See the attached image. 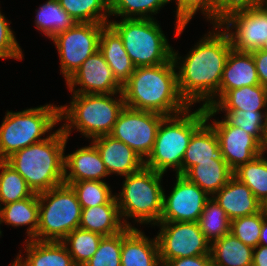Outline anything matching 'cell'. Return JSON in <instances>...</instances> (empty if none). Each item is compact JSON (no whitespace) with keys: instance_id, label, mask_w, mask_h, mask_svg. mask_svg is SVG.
I'll use <instances>...</instances> for the list:
<instances>
[{"instance_id":"37","label":"cell","mask_w":267,"mask_h":266,"mask_svg":"<svg viewBox=\"0 0 267 266\" xmlns=\"http://www.w3.org/2000/svg\"><path fill=\"white\" fill-rule=\"evenodd\" d=\"M170 0H110V16L122 19H154Z\"/></svg>"},{"instance_id":"4","label":"cell","mask_w":267,"mask_h":266,"mask_svg":"<svg viewBox=\"0 0 267 266\" xmlns=\"http://www.w3.org/2000/svg\"><path fill=\"white\" fill-rule=\"evenodd\" d=\"M70 100L69 105L60 106V121L64 122L61 128L67 138L75 128L85 138L91 140L110 135L120 112L125 107L122 92L72 94Z\"/></svg>"},{"instance_id":"31","label":"cell","mask_w":267,"mask_h":266,"mask_svg":"<svg viewBox=\"0 0 267 266\" xmlns=\"http://www.w3.org/2000/svg\"><path fill=\"white\" fill-rule=\"evenodd\" d=\"M220 111L225 112L224 119L233 127H240L254 136L262 145L264 143L267 112H247L240 109L205 108L206 120H211Z\"/></svg>"},{"instance_id":"18","label":"cell","mask_w":267,"mask_h":266,"mask_svg":"<svg viewBox=\"0 0 267 266\" xmlns=\"http://www.w3.org/2000/svg\"><path fill=\"white\" fill-rule=\"evenodd\" d=\"M212 197L230 221L262 210V203L253 195L252 190L234 175Z\"/></svg>"},{"instance_id":"5","label":"cell","mask_w":267,"mask_h":266,"mask_svg":"<svg viewBox=\"0 0 267 266\" xmlns=\"http://www.w3.org/2000/svg\"><path fill=\"white\" fill-rule=\"evenodd\" d=\"M166 116L160 123L154 147L144 161V167L165 174L173 168L182 175V160L193 133L206 121L205 108L200 106L191 113Z\"/></svg>"},{"instance_id":"40","label":"cell","mask_w":267,"mask_h":266,"mask_svg":"<svg viewBox=\"0 0 267 266\" xmlns=\"http://www.w3.org/2000/svg\"><path fill=\"white\" fill-rule=\"evenodd\" d=\"M262 224L263 210L232 220L230 232L245 245L255 248L259 245Z\"/></svg>"},{"instance_id":"17","label":"cell","mask_w":267,"mask_h":266,"mask_svg":"<svg viewBox=\"0 0 267 266\" xmlns=\"http://www.w3.org/2000/svg\"><path fill=\"white\" fill-rule=\"evenodd\" d=\"M110 174L128 176L144 167V160L124 142L104 135L91 140Z\"/></svg>"},{"instance_id":"7","label":"cell","mask_w":267,"mask_h":266,"mask_svg":"<svg viewBox=\"0 0 267 266\" xmlns=\"http://www.w3.org/2000/svg\"><path fill=\"white\" fill-rule=\"evenodd\" d=\"M60 121V106L44 104L22 111H8L0 125V160L47 139ZM46 137L42 138L46 133Z\"/></svg>"},{"instance_id":"38","label":"cell","mask_w":267,"mask_h":266,"mask_svg":"<svg viewBox=\"0 0 267 266\" xmlns=\"http://www.w3.org/2000/svg\"><path fill=\"white\" fill-rule=\"evenodd\" d=\"M172 1V0H170ZM174 1V0H173ZM176 23L175 35L180 36L192 17L200 11L212 25H217V1L216 0H175Z\"/></svg>"},{"instance_id":"50","label":"cell","mask_w":267,"mask_h":266,"mask_svg":"<svg viewBox=\"0 0 267 266\" xmlns=\"http://www.w3.org/2000/svg\"><path fill=\"white\" fill-rule=\"evenodd\" d=\"M259 50L267 52V39L264 41V43L262 44Z\"/></svg>"},{"instance_id":"43","label":"cell","mask_w":267,"mask_h":266,"mask_svg":"<svg viewBox=\"0 0 267 266\" xmlns=\"http://www.w3.org/2000/svg\"><path fill=\"white\" fill-rule=\"evenodd\" d=\"M217 1V25H220L223 17L240 8H248L260 4V0H216Z\"/></svg>"},{"instance_id":"52","label":"cell","mask_w":267,"mask_h":266,"mask_svg":"<svg viewBox=\"0 0 267 266\" xmlns=\"http://www.w3.org/2000/svg\"><path fill=\"white\" fill-rule=\"evenodd\" d=\"M0 212H1V206H0ZM0 225H1V223H0ZM1 235H2V231L0 229V237H1Z\"/></svg>"},{"instance_id":"39","label":"cell","mask_w":267,"mask_h":266,"mask_svg":"<svg viewBox=\"0 0 267 266\" xmlns=\"http://www.w3.org/2000/svg\"><path fill=\"white\" fill-rule=\"evenodd\" d=\"M72 187L82 208L106 204L114 195L105 181H78L65 183Z\"/></svg>"},{"instance_id":"9","label":"cell","mask_w":267,"mask_h":266,"mask_svg":"<svg viewBox=\"0 0 267 266\" xmlns=\"http://www.w3.org/2000/svg\"><path fill=\"white\" fill-rule=\"evenodd\" d=\"M39 215L37 241L61 242L79 228L82 206L68 184H61L38 193Z\"/></svg>"},{"instance_id":"10","label":"cell","mask_w":267,"mask_h":266,"mask_svg":"<svg viewBox=\"0 0 267 266\" xmlns=\"http://www.w3.org/2000/svg\"><path fill=\"white\" fill-rule=\"evenodd\" d=\"M106 24L77 22L70 29L58 33L50 40L55 44L65 82L97 50L99 38Z\"/></svg>"},{"instance_id":"11","label":"cell","mask_w":267,"mask_h":266,"mask_svg":"<svg viewBox=\"0 0 267 266\" xmlns=\"http://www.w3.org/2000/svg\"><path fill=\"white\" fill-rule=\"evenodd\" d=\"M165 117L157 112L125 106L110 135L124 142L145 161L154 147L158 127Z\"/></svg>"},{"instance_id":"15","label":"cell","mask_w":267,"mask_h":266,"mask_svg":"<svg viewBox=\"0 0 267 266\" xmlns=\"http://www.w3.org/2000/svg\"><path fill=\"white\" fill-rule=\"evenodd\" d=\"M66 85L72 94H111L123 88L99 50L82 63ZM78 85L80 88L75 90Z\"/></svg>"},{"instance_id":"8","label":"cell","mask_w":267,"mask_h":266,"mask_svg":"<svg viewBox=\"0 0 267 266\" xmlns=\"http://www.w3.org/2000/svg\"><path fill=\"white\" fill-rule=\"evenodd\" d=\"M109 24L121 36L136 67L161 65L173 58V47L156 19L110 20Z\"/></svg>"},{"instance_id":"44","label":"cell","mask_w":267,"mask_h":266,"mask_svg":"<svg viewBox=\"0 0 267 266\" xmlns=\"http://www.w3.org/2000/svg\"><path fill=\"white\" fill-rule=\"evenodd\" d=\"M166 266H213L210 255L178 258L164 263Z\"/></svg>"},{"instance_id":"42","label":"cell","mask_w":267,"mask_h":266,"mask_svg":"<svg viewBox=\"0 0 267 266\" xmlns=\"http://www.w3.org/2000/svg\"><path fill=\"white\" fill-rule=\"evenodd\" d=\"M9 24L11 22L7 21V18L0 10V59L22 60L24 58L22 49Z\"/></svg>"},{"instance_id":"23","label":"cell","mask_w":267,"mask_h":266,"mask_svg":"<svg viewBox=\"0 0 267 266\" xmlns=\"http://www.w3.org/2000/svg\"><path fill=\"white\" fill-rule=\"evenodd\" d=\"M99 51L113 71L116 80L123 86L136 66L128 56L121 36L110 24H106L100 33Z\"/></svg>"},{"instance_id":"19","label":"cell","mask_w":267,"mask_h":266,"mask_svg":"<svg viewBox=\"0 0 267 266\" xmlns=\"http://www.w3.org/2000/svg\"><path fill=\"white\" fill-rule=\"evenodd\" d=\"M109 176L97 148L90 143L65 155L64 183L94 180L104 181Z\"/></svg>"},{"instance_id":"33","label":"cell","mask_w":267,"mask_h":266,"mask_svg":"<svg viewBox=\"0 0 267 266\" xmlns=\"http://www.w3.org/2000/svg\"><path fill=\"white\" fill-rule=\"evenodd\" d=\"M265 152L241 165L233 175L247 185L263 204L267 200V159Z\"/></svg>"},{"instance_id":"47","label":"cell","mask_w":267,"mask_h":266,"mask_svg":"<svg viewBox=\"0 0 267 266\" xmlns=\"http://www.w3.org/2000/svg\"><path fill=\"white\" fill-rule=\"evenodd\" d=\"M259 245L267 246V217L264 215V212H263V224L261 226Z\"/></svg>"},{"instance_id":"35","label":"cell","mask_w":267,"mask_h":266,"mask_svg":"<svg viewBox=\"0 0 267 266\" xmlns=\"http://www.w3.org/2000/svg\"><path fill=\"white\" fill-rule=\"evenodd\" d=\"M102 235L81 228L70 232L61 242L77 266H84L97 252Z\"/></svg>"},{"instance_id":"46","label":"cell","mask_w":267,"mask_h":266,"mask_svg":"<svg viewBox=\"0 0 267 266\" xmlns=\"http://www.w3.org/2000/svg\"><path fill=\"white\" fill-rule=\"evenodd\" d=\"M252 266H267V246L258 245L254 248Z\"/></svg>"},{"instance_id":"36","label":"cell","mask_w":267,"mask_h":266,"mask_svg":"<svg viewBox=\"0 0 267 266\" xmlns=\"http://www.w3.org/2000/svg\"><path fill=\"white\" fill-rule=\"evenodd\" d=\"M0 206L31 197L34 192L23 176L5 160H0Z\"/></svg>"},{"instance_id":"49","label":"cell","mask_w":267,"mask_h":266,"mask_svg":"<svg viewBox=\"0 0 267 266\" xmlns=\"http://www.w3.org/2000/svg\"><path fill=\"white\" fill-rule=\"evenodd\" d=\"M262 210L264 215L267 217V200L262 204Z\"/></svg>"},{"instance_id":"34","label":"cell","mask_w":267,"mask_h":266,"mask_svg":"<svg viewBox=\"0 0 267 266\" xmlns=\"http://www.w3.org/2000/svg\"><path fill=\"white\" fill-rule=\"evenodd\" d=\"M198 224L210 244L230 233L231 221L213 197L206 201Z\"/></svg>"},{"instance_id":"22","label":"cell","mask_w":267,"mask_h":266,"mask_svg":"<svg viewBox=\"0 0 267 266\" xmlns=\"http://www.w3.org/2000/svg\"><path fill=\"white\" fill-rule=\"evenodd\" d=\"M260 84L252 53L232 49L223 69L216 102L228 91Z\"/></svg>"},{"instance_id":"12","label":"cell","mask_w":267,"mask_h":266,"mask_svg":"<svg viewBox=\"0 0 267 266\" xmlns=\"http://www.w3.org/2000/svg\"><path fill=\"white\" fill-rule=\"evenodd\" d=\"M156 238L161 263L193 256L210 255V243L198 222H159Z\"/></svg>"},{"instance_id":"28","label":"cell","mask_w":267,"mask_h":266,"mask_svg":"<svg viewBox=\"0 0 267 266\" xmlns=\"http://www.w3.org/2000/svg\"><path fill=\"white\" fill-rule=\"evenodd\" d=\"M253 252L231 232L210 244L213 266H252Z\"/></svg>"},{"instance_id":"3","label":"cell","mask_w":267,"mask_h":266,"mask_svg":"<svg viewBox=\"0 0 267 266\" xmlns=\"http://www.w3.org/2000/svg\"><path fill=\"white\" fill-rule=\"evenodd\" d=\"M67 141L60 127L44 141L20 149L5 161L23 176L34 193L48 191L64 183Z\"/></svg>"},{"instance_id":"14","label":"cell","mask_w":267,"mask_h":266,"mask_svg":"<svg viewBox=\"0 0 267 266\" xmlns=\"http://www.w3.org/2000/svg\"><path fill=\"white\" fill-rule=\"evenodd\" d=\"M175 177L169 196L164 193L159 222H198L210 196L184 175Z\"/></svg>"},{"instance_id":"41","label":"cell","mask_w":267,"mask_h":266,"mask_svg":"<svg viewBox=\"0 0 267 266\" xmlns=\"http://www.w3.org/2000/svg\"><path fill=\"white\" fill-rule=\"evenodd\" d=\"M122 231L103 236L97 252L84 266H121Z\"/></svg>"},{"instance_id":"21","label":"cell","mask_w":267,"mask_h":266,"mask_svg":"<svg viewBox=\"0 0 267 266\" xmlns=\"http://www.w3.org/2000/svg\"><path fill=\"white\" fill-rule=\"evenodd\" d=\"M25 257H15V266H77L66 246L58 241L25 240Z\"/></svg>"},{"instance_id":"16","label":"cell","mask_w":267,"mask_h":266,"mask_svg":"<svg viewBox=\"0 0 267 266\" xmlns=\"http://www.w3.org/2000/svg\"><path fill=\"white\" fill-rule=\"evenodd\" d=\"M223 159L234 172L241 165L264 152L263 145L240 127H233L225 119L212 120Z\"/></svg>"},{"instance_id":"24","label":"cell","mask_w":267,"mask_h":266,"mask_svg":"<svg viewBox=\"0 0 267 266\" xmlns=\"http://www.w3.org/2000/svg\"><path fill=\"white\" fill-rule=\"evenodd\" d=\"M215 160H224L217 135L206 120L192 135L188 147L182 160V175H184L192 166L198 165V162Z\"/></svg>"},{"instance_id":"48","label":"cell","mask_w":267,"mask_h":266,"mask_svg":"<svg viewBox=\"0 0 267 266\" xmlns=\"http://www.w3.org/2000/svg\"><path fill=\"white\" fill-rule=\"evenodd\" d=\"M263 150L267 153V121H266V131H265V138L263 143Z\"/></svg>"},{"instance_id":"2","label":"cell","mask_w":267,"mask_h":266,"mask_svg":"<svg viewBox=\"0 0 267 266\" xmlns=\"http://www.w3.org/2000/svg\"><path fill=\"white\" fill-rule=\"evenodd\" d=\"M173 58L155 66L136 67L123 85L125 106L174 116L190 106L178 90L177 70Z\"/></svg>"},{"instance_id":"30","label":"cell","mask_w":267,"mask_h":266,"mask_svg":"<svg viewBox=\"0 0 267 266\" xmlns=\"http://www.w3.org/2000/svg\"><path fill=\"white\" fill-rule=\"evenodd\" d=\"M35 26L44 36L53 38L58 33L73 27L75 21L61 6L58 0H47L36 10Z\"/></svg>"},{"instance_id":"27","label":"cell","mask_w":267,"mask_h":266,"mask_svg":"<svg viewBox=\"0 0 267 266\" xmlns=\"http://www.w3.org/2000/svg\"><path fill=\"white\" fill-rule=\"evenodd\" d=\"M39 202L38 193L16 202L1 205L0 223L13 227L27 226V240H36L38 230Z\"/></svg>"},{"instance_id":"26","label":"cell","mask_w":267,"mask_h":266,"mask_svg":"<svg viewBox=\"0 0 267 266\" xmlns=\"http://www.w3.org/2000/svg\"><path fill=\"white\" fill-rule=\"evenodd\" d=\"M184 176L212 197L228 183L233 176V171L225 160L211 159V161L198 162V165L192 166Z\"/></svg>"},{"instance_id":"20","label":"cell","mask_w":267,"mask_h":266,"mask_svg":"<svg viewBox=\"0 0 267 266\" xmlns=\"http://www.w3.org/2000/svg\"><path fill=\"white\" fill-rule=\"evenodd\" d=\"M157 238L150 239L136 227L122 231L121 266H159Z\"/></svg>"},{"instance_id":"25","label":"cell","mask_w":267,"mask_h":266,"mask_svg":"<svg viewBox=\"0 0 267 266\" xmlns=\"http://www.w3.org/2000/svg\"><path fill=\"white\" fill-rule=\"evenodd\" d=\"M124 224L115 195L106 203L94 207L82 208L79 228L110 236L123 231Z\"/></svg>"},{"instance_id":"45","label":"cell","mask_w":267,"mask_h":266,"mask_svg":"<svg viewBox=\"0 0 267 266\" xmlns=\"http://www.w3.org/2000/svg\"><path fill=\"white\" fill-rule=\"evenodd\" d=\"M251 53L253 55L260 84L267 88V52L256 50Z\"/></svg>"},{"instance_id":"13","label":"cell","mask_w":267,"mask_h":266,"mask_svg":"<svg viewBox=\"0 0 267 266\" xmlns=\"http://www.w3.org/2000/svg\"><path fill=\"white\" fill-rule=\"evenodd\" d=\"M219 26L228 34L234 50L251 53L267 39V10L260 4L236 9L228 12Z\"/></svg>"},{"instance_id":"51","label":"cell","mask_w":267,"mask_h":266,"mask_svg":"<svg viewBox=\"0 0 267 266\" xmlns=\"http://www.w3.org/2000/svg\"><path fill=\"white\" fill-rule=\"evenodd\" d=\"M260 5H262L267 10V0H260Z\"/></svg>"},{"instance_id":"1","label":"cell","mask_w":267,"mask_h":266,"mask_svg":"<svg viewBox=\"0 0 267 266\" xmlns=\"http://www.w3.org/2000/svg\"><path fill=\"white\" fill-rule=\"evenodd\" d=\"M232 49L228 34L219 25H213V32L205 33L185 57L173 50L178 90L190 107L203 102L201 106L208 108L216 103L223 69Z\"/></svg>"},{"instance_id":"6","label":"cell","mask_w":267,"mask_h":266,"mask_svg":"<svg viewBox=\"0 0 267 266\" xmlns=\"http://www.w3.org/2000/svg\"><path fill=\"white\" fill-rule=\"evenodd\" d=\"M163 176V173L146 167L124 176L121 192L114 195L121 218L127 227L134 228V225L127 221L128 218L140 224L159 223L165 192L161 185Z\"/></svg>"},{"instance_id":"32","label":"cell","mask_w":267,"mask_h":266,"mask_svg":"<svg viewBox=\"0 0 267 266\" xmlns=\"http://www.w3.org/2000/svg\"><path fill=\"white\" fill-rule=\"evenodd\" d=\"M77 22L109 24L110 0H58Z\"/></svg>"},{"instance_id":"29","label":"cell","mask_w":267,"mask_h":266,"mask_svg":"<svg viewBox=\"0 0 267 266\" xmlns=\"http://www.w3.org/2000/svg\"><path fill=\"white\" fill-rule=\"evenodd\" d=\"M212 108L267 112V88L258 84L228 90Z\"/></svg>"}]
</instances>
